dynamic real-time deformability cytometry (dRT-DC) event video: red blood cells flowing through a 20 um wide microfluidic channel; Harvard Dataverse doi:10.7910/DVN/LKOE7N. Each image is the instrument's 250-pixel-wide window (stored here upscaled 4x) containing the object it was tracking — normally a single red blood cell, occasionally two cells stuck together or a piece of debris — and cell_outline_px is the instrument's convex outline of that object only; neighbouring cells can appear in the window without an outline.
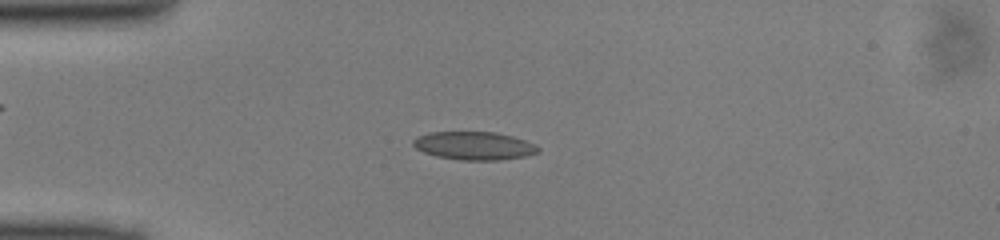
{"species": "common noctule bat (a hibernating species)", "species_latin": "Nyctalus noctula", "temperature_condition": "cold", "stored_images_in_passage": 37, "camera_frame_rate_fps": 3000, "um_per_image_px": 0.085, "animal": {"sex": "male", "body_mass_g": 13.0, "forearm_length_mm": 53.1}, "frame": {"image": 1, "passage_image": 1, "time_ms": 0.0, "image_size_px": [1000, 240], "cell_outline_px": [[540, 152], [524, 156], [496, 160], [460, 160], [436, 156], [424, 152], [416, 148], [412, 144], [412, 140], [416, 136], [428, 132], [496, 132], [512, 136], [536, 144], [540, 148]], "centroid_in_image_um": [40.28, 12.38], "position_along_channel_um": 44.7, "area_um2": 20.58}}
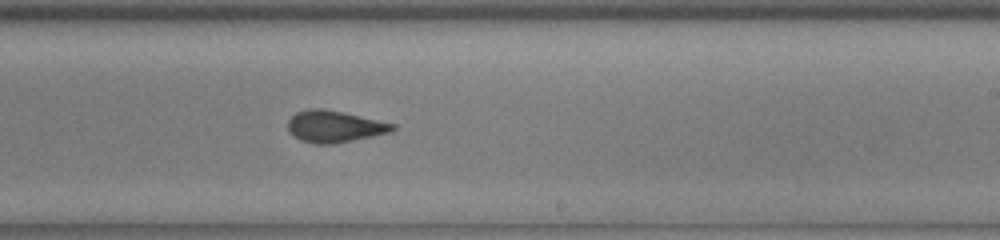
{"frame": {"image": 2, "passage_image": 18, "time_ms": 5.667, "image_size_px": [1000, 240], "cell_outline_px": [[396, 128], [392, 132], [332, 144], [316, 144], [300, 140], [292, 136], [288, 132], [288, 120], [296, 112], [308, 108], [324, 108], [396, 124]], "centroid_in_image_um": [28.4, 10.75], "position_along_channel_um": 260.6, "area_um2": 19.42}}
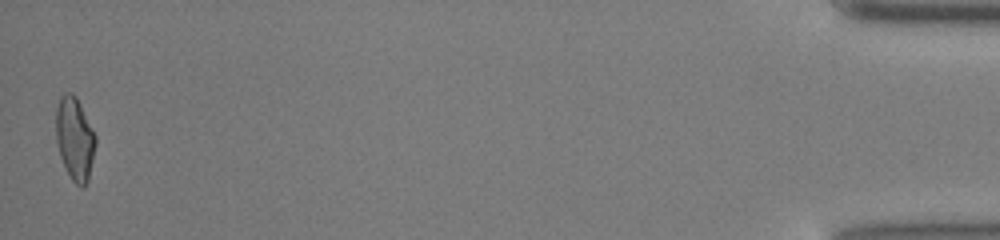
{"frame": {"image": 3, "passage_image": 37, "time_ms": 12.0, "image_size_px": [1000, 240], "cell_outline_px": [[96, 144], [88, 180], [84, 188], [80, 188], [72, 180], [60, 156], [56, 140], [56, 108], [60, 96], [64, 92], [72, 92], [76, 96], [96, 136]], "centroid_in_image_um": [6.35, 11.77], "position_along_channel_um": 428.8, "area_um2": 19.13}}